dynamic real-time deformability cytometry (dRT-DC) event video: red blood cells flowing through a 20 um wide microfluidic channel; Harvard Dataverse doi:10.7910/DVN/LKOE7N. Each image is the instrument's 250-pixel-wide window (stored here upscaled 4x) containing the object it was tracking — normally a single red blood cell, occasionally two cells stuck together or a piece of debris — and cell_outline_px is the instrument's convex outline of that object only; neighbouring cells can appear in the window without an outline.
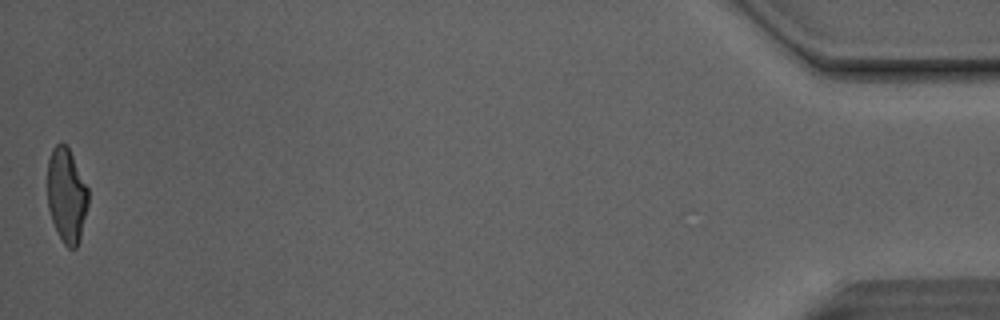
{"species": "Egyptian fruit bat (a non-hibernating species)", "species_latin": "Rousettus aegyptiacus", "temperature_condition": "room temperature", "stored_images_in_passage": 37, "camera_frame_rate_fps": 3000, "um_per_image_px": 0.085, "animal": {"sex": "male"}, "frame": {"image": 1, "passage_image": 37, "time_ms": 12.0, "image_size_px": [1000, 320], "cell_outline_px": [[88, 204], [80, 240], [76, 248], [68, 248], [64, 244], [52, 220], [48, 208], [48, 160], [52, 148], [60, 140], [68, 148], [88, 188]], "centroid_in_image_um": [5.66, 16.6], "position_along_channel_um": 429.5, "area_um2": 22.25}, "authors_computed_cell_mechanics": {"area_um2": 24.1604, "velocity_mm_per_s": 4.1513, "shape_relaxation_time_tau1_ms": 6.701, "shape_relaxation_time_tau2_ms": 1.3383, "deformation_change_tau1": 0.2388, "deformation_change_tau2": 0.1001}}